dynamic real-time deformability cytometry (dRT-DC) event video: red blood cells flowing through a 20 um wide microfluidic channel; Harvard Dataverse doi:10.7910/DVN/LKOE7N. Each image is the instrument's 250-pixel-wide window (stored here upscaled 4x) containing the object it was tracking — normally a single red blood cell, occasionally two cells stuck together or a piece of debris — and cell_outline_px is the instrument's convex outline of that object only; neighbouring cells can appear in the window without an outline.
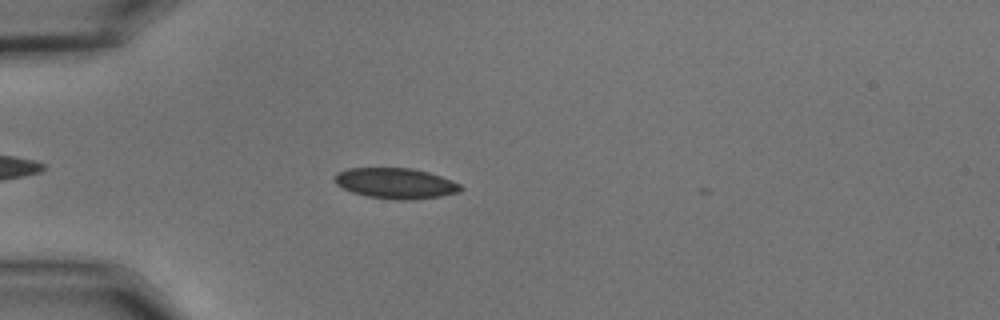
{"species": "common noctule bat (a hibernating species)", "species_latin": "Nyctalus noctula", "temperature_condition": "cold", "stored_images_in_passage": 14, "camera_frame_rate_fps": 3000, "um_per_image_px": 0.085, "animal": {"sex": "male", "body_mass_g": 15.6}, "frame": {"image": 1, "passage_image": 8, "time_ms": 2.333, "image_size_px": [1000, 320], "cell_outline_px": [[464, 188], [460, 192], [440, 196], [412, 200], [396, 200], [368, 196], [352, 192], [336, 184], [332, 180], [336, 172], [348, 168], [412, 168], [428, 172], [452, 180], [460, 184]], "centroid_in_image_um": [33.62, 15.58], "position_along_channel_um": 51.4, "area_um2": 22.6}}